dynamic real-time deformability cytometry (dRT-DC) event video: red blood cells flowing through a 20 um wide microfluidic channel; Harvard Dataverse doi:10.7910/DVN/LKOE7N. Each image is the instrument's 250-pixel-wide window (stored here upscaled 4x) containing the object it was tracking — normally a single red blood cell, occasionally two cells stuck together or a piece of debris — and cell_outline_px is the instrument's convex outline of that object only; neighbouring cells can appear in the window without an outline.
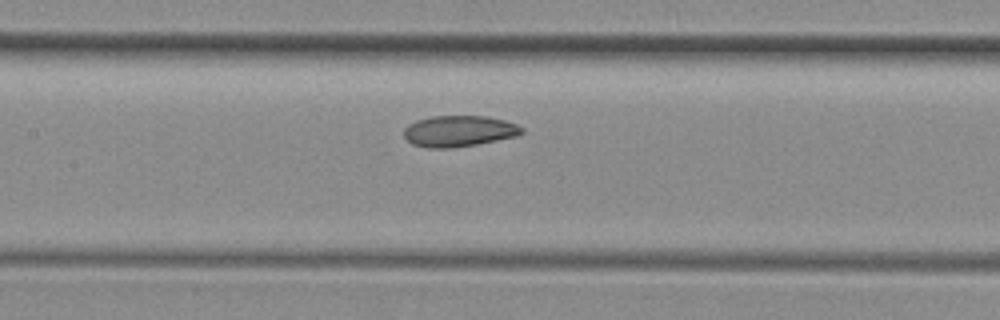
{"species": "common noctule bat (a hibernating species)", "species_latin": "Nyctalus noctula", "temperature_condition": "room temperature", "stored_images_in_passage": 6, "camera_frame_rate_fps": 3000, "um_per_image_px": 0.085, "animal": {"sex": "female", "body_mass_g": 29.2, "forearm_length_mm": 56.3}, "frame": {"image": 1, "passage_image": 6, "time_ms": 1.667, "image_size_px": [1000, 320], "cell_outline_px": [[524, 132], [516, 136], [476, 144], [452, 148], [428, 148], [412, 144], [404, 136], [404, 128], [408, 124], [416, 120], [432, 116], [488, 116], [504, 120], [516, 124], [524, 128]], "centroid_in_image_um": [39.0, 11.14], "position_along_channel_um": 168.4, "area_um2": 21.39}}